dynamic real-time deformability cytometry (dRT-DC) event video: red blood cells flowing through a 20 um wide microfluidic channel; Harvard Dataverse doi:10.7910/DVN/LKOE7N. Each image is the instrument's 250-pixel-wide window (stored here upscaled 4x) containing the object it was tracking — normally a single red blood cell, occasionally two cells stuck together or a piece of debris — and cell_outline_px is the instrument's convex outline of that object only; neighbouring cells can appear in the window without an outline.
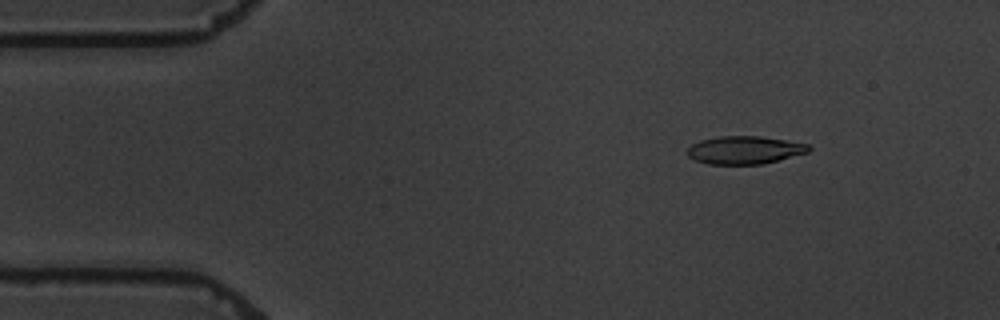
{"species": "common noctule bat (a hibernating species)", "species_latin": "Nyctalus noctula", "temperature_condition": "warm", "stored_images_in_passage": 9, "camera_frame_rate_fps": 3000, "um_per_image_px": 0.085, "animal": {"sex": "male", "body_mass_g": 19.5, "forearm_length_mm": 54.6}, "frame": {"image": 1, "passage_image": 3, "time_ms": 2.0, "image_size_px": [1000, 320], "cell_outline_px": [[812, 148], [808, 152], [764, 164], [708, 164], [696, 160], [688, 156], [684, 152], [692, 144], [700, 140], [720, 136], [760, 136], [808, 144]], "centroid_in_image_um": [63.27, 12.75], "position_along_channel_um": 21.7, "area_um2": 19.77}}
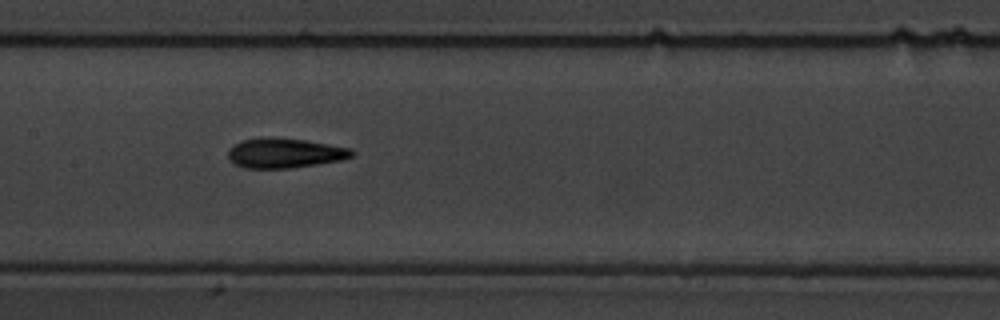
{"frame": {"image": 2, "passage_image": 8, "time_ms": 8.667, "image_size_px": [1000, 320], "cell_outline_px": [[356, 152], [352, 156], [340, 160], [292, 168], [244, 168], [228, 160], [228, 148], [240, 140], [260, 136], [272, 136], [304, 140], [352, 148]], "centroid_in_image_um": [24.15, 12.99], "position_along_channel_um": 183.3, "area_um2": 21.85}}
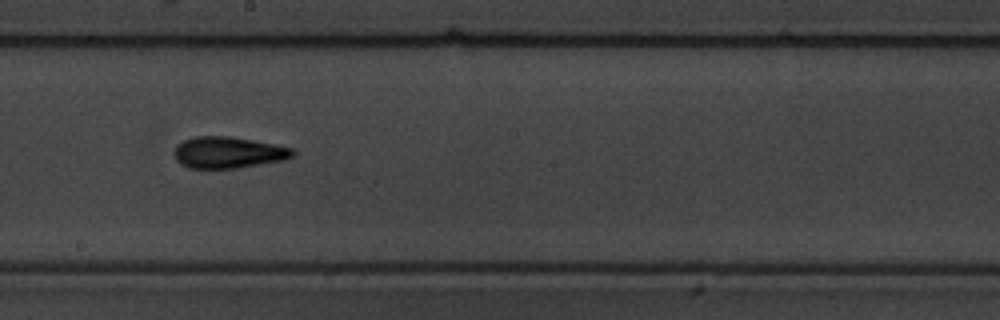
{"frame": {"image": 3, "passage_image": 9, "time_ms": 10.0, "image_size_px": [1000, 320], "cell_outline_px": [[296, 152], [292, 156], [284, 160], [236, 168], [188, 168], [180, 164], [176, 160], [176, 144], [184, 140], [196, 136], [228, 136], [252, 140], [292, 148]], "centroid_in_image_um": [19.38, 12.96], "position_along_channel_um": 228.8, "area_um2": 21.5}}